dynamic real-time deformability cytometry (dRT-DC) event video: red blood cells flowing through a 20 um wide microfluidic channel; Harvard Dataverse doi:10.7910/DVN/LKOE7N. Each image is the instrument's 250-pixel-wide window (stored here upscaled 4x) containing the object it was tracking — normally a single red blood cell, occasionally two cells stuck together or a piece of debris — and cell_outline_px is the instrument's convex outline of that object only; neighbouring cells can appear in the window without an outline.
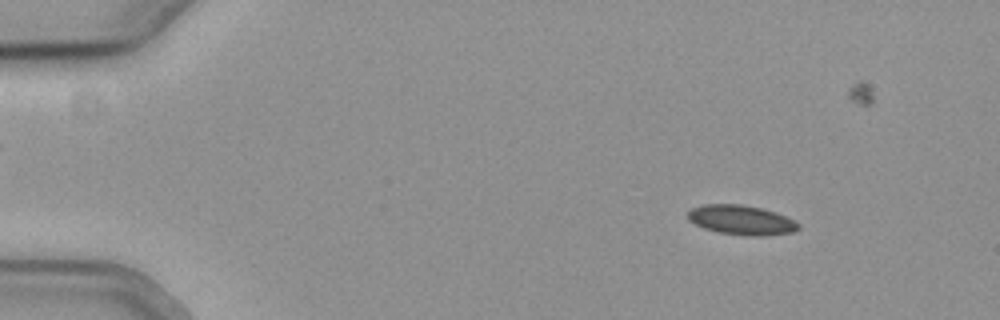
{"species": "common noctule bat (a hibernating species)", "species_latin": "Nyctalus noctula", "temperature_condition": "cold", "stored_images_in_passage": 15, "camera_frame_rate_fps": 3000, "um_per_image_px": 0.085, "animal": {"sex": "female", "body_mass_g": 19.3, "forearm_length_mm": 54.1}, "frame": {"image": 1, "passage_image": 7, "time_ms": 2.0, "image_size_px": [1000, 320], "cell_outline_px": [[800, 228], [792, 232], [768, 236], [748, 236], [716, 232], [704, 228], [688, 220], [688, 212], [692, 208], [704, 204], [740, 204], [764, 208], [776, 212], [800, 224]], "centroid_in_image_um": [63.02, 18.7], "position_along_channel_um": 22.0, "area_um2": 19.19}}